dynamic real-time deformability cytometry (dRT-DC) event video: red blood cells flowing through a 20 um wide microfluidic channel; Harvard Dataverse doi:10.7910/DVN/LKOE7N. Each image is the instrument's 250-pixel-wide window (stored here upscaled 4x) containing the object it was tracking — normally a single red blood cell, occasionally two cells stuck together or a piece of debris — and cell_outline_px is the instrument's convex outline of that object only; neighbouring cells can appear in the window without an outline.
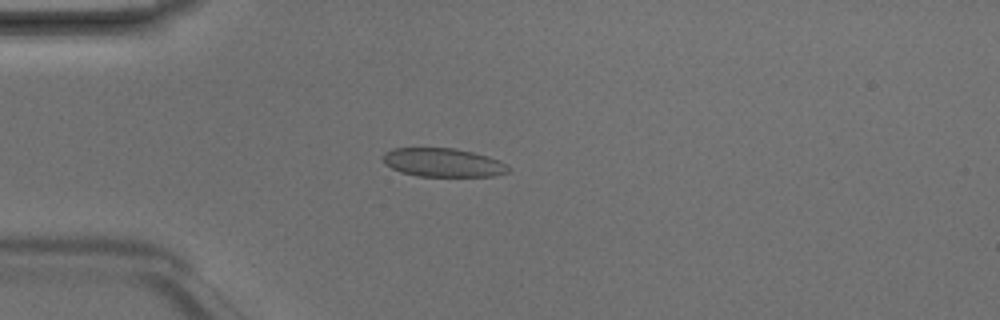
{"species": "Egyptian fruit bat (a non-hibernating species)", "species_latin": "Rousettus aegyptiacus", "temperature_condition": "room temperature", "stored_images_in_passage": 6, "camera_frame_rate_fps": 3000, "um_per_image_px": 0.085, "animal": {"sex": "male"}, "frame": {"image": 1, "passage_image": 4, "time_ms": 1.0, "image_size_px": [1000, 320], "cell_outline_px": [[512, 168], [508, 172], [492, 176], [416, 176], [400, 172], [384, 164], [380, 156], [384, 152], [392, 148], [456, 148], [488, 156], [500, 160]], "centroid_in_image_um": [37.63, 13.81], "position_along_channel_um": 47.4, "area_um2": 21.21}}